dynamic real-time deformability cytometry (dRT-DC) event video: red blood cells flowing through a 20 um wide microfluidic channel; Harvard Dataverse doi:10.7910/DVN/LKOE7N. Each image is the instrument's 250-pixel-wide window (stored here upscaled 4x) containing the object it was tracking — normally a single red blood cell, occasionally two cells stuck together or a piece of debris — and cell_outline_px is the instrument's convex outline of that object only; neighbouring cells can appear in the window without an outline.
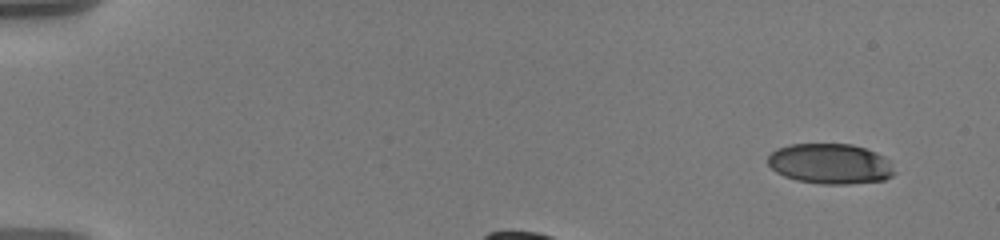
{"species": "human", "species_latin": "Homo sapiens", "temperature_condition": "warm", "stored_images_in_passage": 35, "camera_frame_rate_fps": 3000, "um_per_image_px": 0.085, "donor": {"sex": "male"}, "frame": {"image": 1, "passage_image": 1, "time_ms": 0.0, "image_size_px": [1000, 240], "cell_outline_px": [[896, 172], [892, 176], [884, 180], [848, 184], [820, 184], [796, 180], [784, 176], [776, 172], [768, 164], [768, 156], [776, 148], [788, 144], [852, 144], [876, 152], [884, 156], [888, 160]], "centroid_in_image_um": [70.56, 13.92], "position_along_channel_um": 14.4, "area_um2": 29.88}}
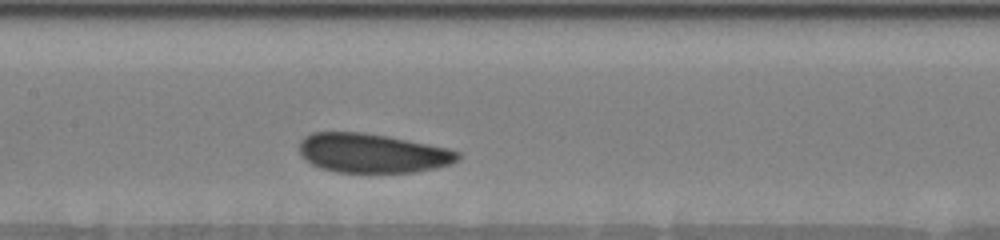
{"frame": {"image": 2, "passage_image": 19, "time_ms": 5.667, "image_size_px": [1000, 240], "cell_outline_px": [[460, 156], [456, 160], [448, 164], [436, 168], [412, 172], [336, 172], [320, 168], [312, 164], [300, 156], [300, 140], [304, 136], [312, 132], [364, 132], [388, 136], [448, 148], [460, 152]], "centroid_in_image_um": [31.61, 13.01], "position_along_channel_um": 175.8, "area_um2": 36.24}}
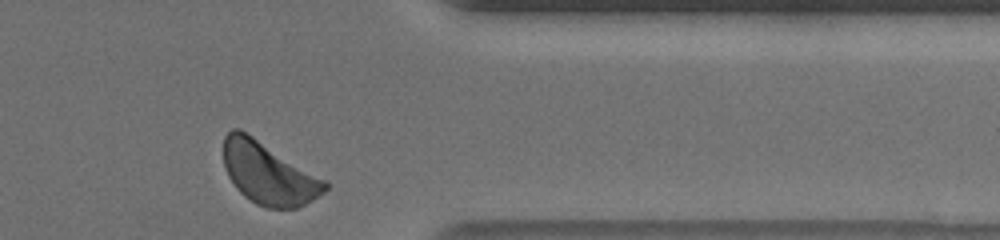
{"frame": {"image": 3, "passage_image": 34, "time_ms": 12.0, "image_size_px": [1000, 240], "cell_outline_px": [[328, 188], [324, 192], [312, 200], [296, 208], [268, 208], [256, 204], [244, 196], [236, 188], [228, 176], [224, 168], [224, 136], [232, 128], [240, 128], [324, 180], [328, 184]], "centroid_in_image_um": [22.77, 14.74], "position_along_channel_um": 388.6, "area_um2": 36.18}, "authors_computed_cell_mechanics": {"area_um2": 35.4892, "velocity_mm_per_s": 3.4765, "shape_relaxation_time_tau1_ms": 2.938, "shape_relaxation_time_tau2_ms": null, "deformation_change_tau1": 0.0743, "deformation_change_tau2": null}}